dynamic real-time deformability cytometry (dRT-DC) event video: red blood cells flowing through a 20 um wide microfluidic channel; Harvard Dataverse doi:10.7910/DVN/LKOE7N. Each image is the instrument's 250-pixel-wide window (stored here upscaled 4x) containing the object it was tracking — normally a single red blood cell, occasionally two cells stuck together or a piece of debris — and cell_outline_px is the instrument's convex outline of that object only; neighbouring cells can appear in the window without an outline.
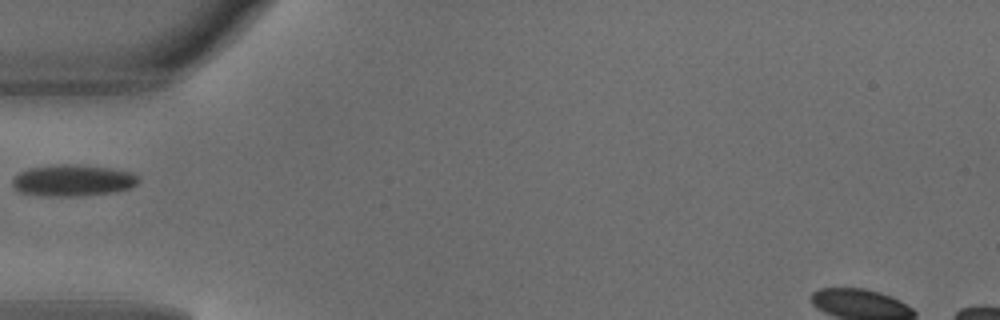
{"species": "common noctule bat (a hibernating species)", "species_latin": "Nyctalus noctula", "temperature_condition": "warm", "stored_images_in_passage": 1, "camera_frame_rate_fps": 3000, "um_per_image_px": 0.085, "animal": {"sex": "male", "body_mass_g": 18.8}, "frame": {"image": 1, "passage_image": 1, "time_ms": 0.0, "image_size_px": [1000, 320], "cell_outline_px": [[140, 180], [136, 184], [128, 188], [116, 192], [80, 196], [48, 196], [20, 192], [12, 184], [12, 180], [20, 172], [28, 168], [52, 164], [72, 164], [112, 168], [132, 172], [140, 176]], "centroid_in_image_um": [6.23, 15.32], "position_along_channel_um": 78.8, "area_um2": 23.29}}